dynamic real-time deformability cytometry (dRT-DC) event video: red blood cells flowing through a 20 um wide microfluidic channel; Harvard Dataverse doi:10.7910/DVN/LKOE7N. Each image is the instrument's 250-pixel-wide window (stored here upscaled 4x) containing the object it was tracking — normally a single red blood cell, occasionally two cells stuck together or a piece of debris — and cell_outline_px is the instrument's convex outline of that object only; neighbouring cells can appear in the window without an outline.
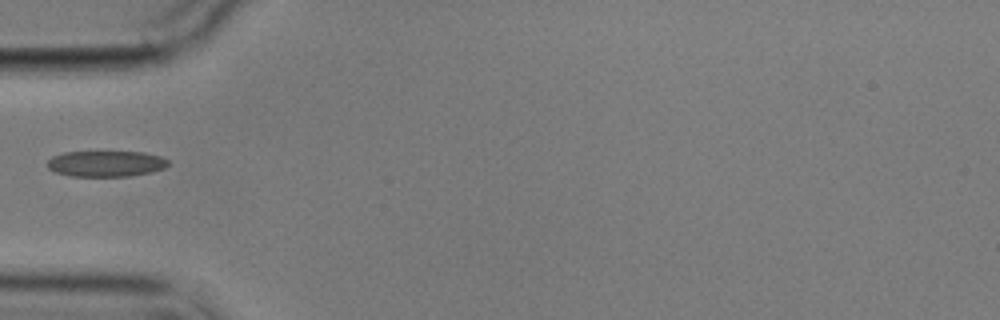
{"species": "common noctule bat (a hibernating species)", "species_latin": "Nyctalus noctula", "temperature_condition": "cold", "stored_images_in_passage": 1, "camera_frame_rate_fps": 3000, "um_per_image_px": 0.085, "animal": {"sex": "male", "body_mass_g": 17.9}, "frame": {"image": 1, "passage_image": 1, "time_ms": 0.0, "image_size_px": [1000, 320], "cell_outline_px": [[168, 164], [164, 168], [148, 172], [128, 176], [72, 176], [56, 172], [48, 168], [48, 160], [52, 156], [64, 152], [144, 152], [160, 156], [168, 160]], "centroid_in_image_um": [8.99, 13.9], "position_along_channel_um": 76.0, "area_um2": 18.03}}